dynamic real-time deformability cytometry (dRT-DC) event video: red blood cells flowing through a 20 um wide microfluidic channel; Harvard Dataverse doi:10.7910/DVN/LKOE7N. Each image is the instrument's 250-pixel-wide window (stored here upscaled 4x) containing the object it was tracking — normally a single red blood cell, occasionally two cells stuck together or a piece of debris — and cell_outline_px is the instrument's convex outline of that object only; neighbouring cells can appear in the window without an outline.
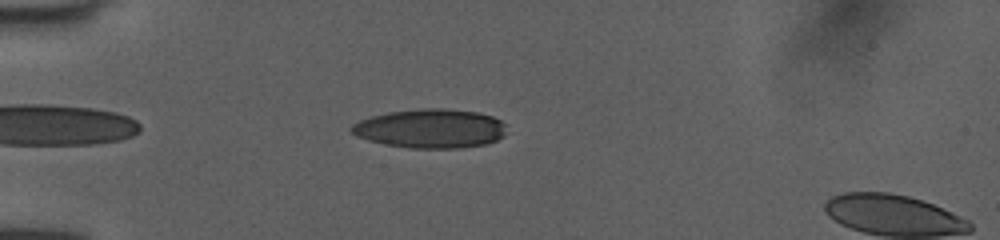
{"species": "human", "species_latin": "Homo sapiens", "temperature_condition": "room temperature", "stored_images_in_passage": 42, "camera_frame_rate_fps": 3000, "um_per_image_px": 0.085, "donor": {"sex": "female"}, "frame": {"image": 1, "passage_image": 5, "time_ms": 1.333, "image_size_px": [1000, 240], "cell_outline_px": [[504, 136], [496, 140], [484, 144], [460, 148], [412, 148], [384, 144], [368, 140], [356, 136], [352, 132], [352, 124], [360, 120], [372, 116], [388, 112], [420, 108], [444, 108], [476, 112], [492, 116], [500, 120], [504, 124]], "centroid_in_image_um": [36.58, 10.92], "position_along_channel_um": 48.4, "area_um2": 35.14}}
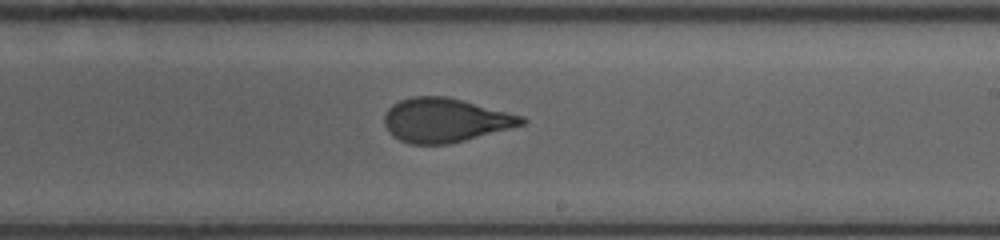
{"frame": {"image": 2, "passage_image": 22, "time_ms": 7.0, "image_size_px": [1000, 240], "cell_outline_px": [[528, 120], [524, 124], [464, 140], [448, 144], [408, 144], [392, 136], [388, 132], [384, 124], [384, 112], [392, 104], [400, 100], [412, 96], [448, 96], [524, 116]], "centroid_in_image_um": [37.8, 10.2], "position_along_channel_um": 251.2, "area_um2": 35.32}}
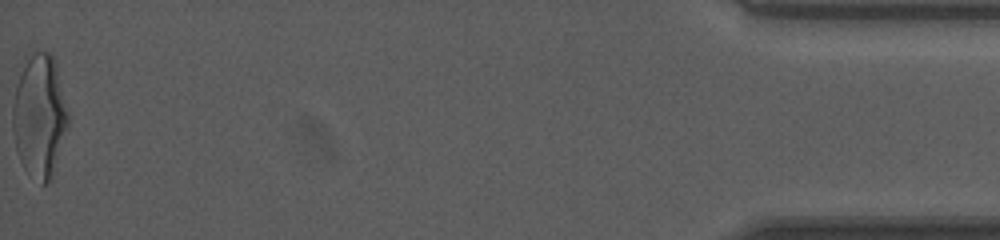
{"frame": {"image": 3, "passage_image": 42, "time_ms": 13.667, "image_size_px": [1000, 240], "cell_outline_px": [[68, 124], [52, 180], [44, 184], [40, 184], [24, 168], [20, 160], [16, 148], [12, 132], [12, 108], [16, 84], [24, 56], [32, 52], [52, 52], [56, 60], [68, 112]], "centroid_in_image_um": [3.35, 9.81], "position_along_channel_um": 431.9, "area_um2": 40.46}, "authors_computed_cell_mechanics": {"area_um2": 35.7782, "velocity_mm_per_s": 4.0295, "shape_relaxation_time_tau1_ms": 4.4148, "shape_relaxation_time_tau2_ms": 0.9813, "deformation_change_tau1": 0.1633, "deformation_change_tau2": 0.0831}}